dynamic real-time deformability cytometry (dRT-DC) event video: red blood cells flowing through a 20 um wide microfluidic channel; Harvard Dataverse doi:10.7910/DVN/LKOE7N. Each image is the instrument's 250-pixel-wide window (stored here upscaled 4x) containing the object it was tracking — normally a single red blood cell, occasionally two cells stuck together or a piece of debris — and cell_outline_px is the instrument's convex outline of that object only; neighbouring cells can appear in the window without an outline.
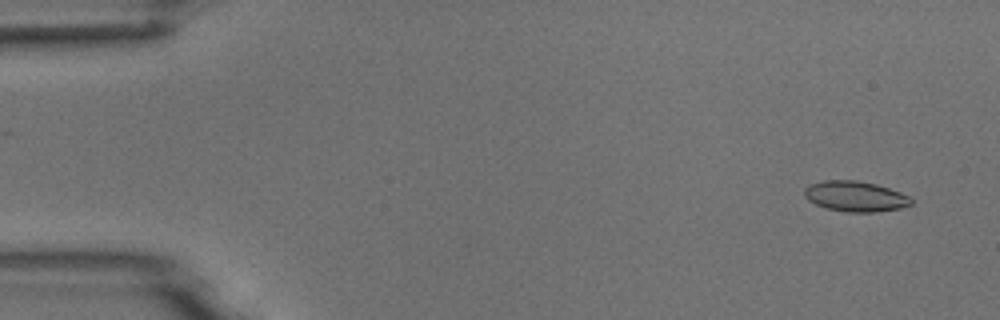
{"species": "common noctule bat (a hibernating species)", "species_latin": "Nyctalus noctula", "temperature_condition": "room temperature", "stored_images_in_passage": 7, "camera_frame_rate_fps": 3000, "um_per_image_px": 0.085, "animal": {"sex": "male", "body_mass_g": 18.8}, "frame": {"image": 1, "passage_image": 1, "time_ms": 0.0, "image_size_px": [1000, 320], "cell_outline_px": [[912, 204], [900, 208], [876, 212], [844, 212], [828, 208], [816, 204], [808, 200], [804, 196], [804, 188], [808, 184], [824, 180], [856, 180], [876, 184], [900, 192], [908, 196], [912, 200]], "centroid_in_image_um": [72.67, 16.68], "position_along_channel_um": 12.3, "area_um2": 18.96}}
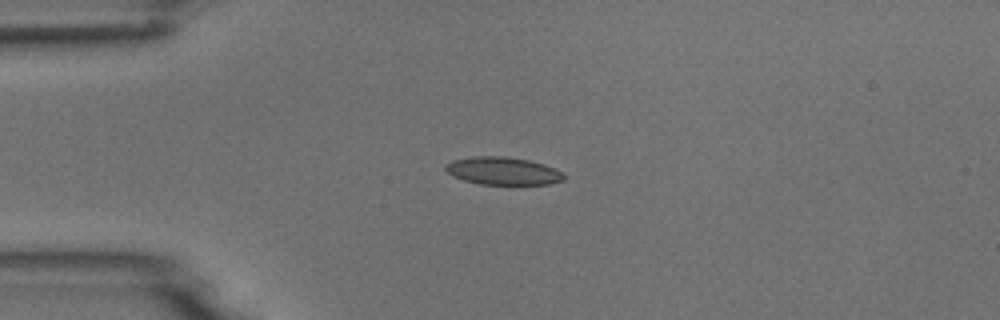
{"frame": {"image": 2, "passage_image": 3, "time_ms": 3.333, "image_size_px": [1000, 320], "cell_outline_px": [[564, 180], [548, 184], [480, 184], [464, 180], [452, 176], [444, 168], [444, 164], [452, 160], [472, 156], [504, 156], [528, 160], [544, 164], [560, 172], [564, 176]], "centroid_in_image_um": [42.68, 14.52], "position_along_channel_um": 42.3, "area_um2": 19.02}}